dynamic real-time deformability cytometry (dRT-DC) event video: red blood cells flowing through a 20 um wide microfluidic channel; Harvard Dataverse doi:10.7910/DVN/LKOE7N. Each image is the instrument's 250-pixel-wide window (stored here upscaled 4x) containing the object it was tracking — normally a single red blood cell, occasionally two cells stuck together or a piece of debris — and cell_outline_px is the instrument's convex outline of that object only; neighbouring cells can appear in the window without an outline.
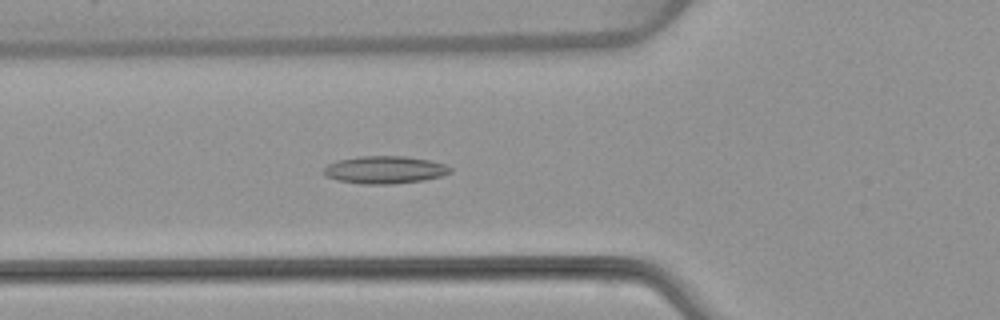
{"species": "common noctule bat (a hibernating species)", "species_latin": "Nyctalus noctula", "temperature_condition": "warm", "stored_images_in_passage": 49, "camera_frame_rate_fps": 3000, "um_per_image_px": 0.085, "animal": {"sex": "female", "body_mass_g": 22.7, "forearm_length_mm": 54.2}, "frame": {"image": 1, "passage_image": 15, "time_ms": 4.667, "image_size_px": [1000, 320], "cell_outline_px": [[452, 172], [440, 176], [424, 180], [392, 184], [360, 184], [336, 180], [324, 176], [324, 168], [328, 164], [336, 160], [360, 156], [404, 156], [428, 160], [444, 164], [452, 168]], "centroid_in_image_um": [32.67, 14.44], "position_along_channel_um": 93.1, "area_um2": 20.4}}
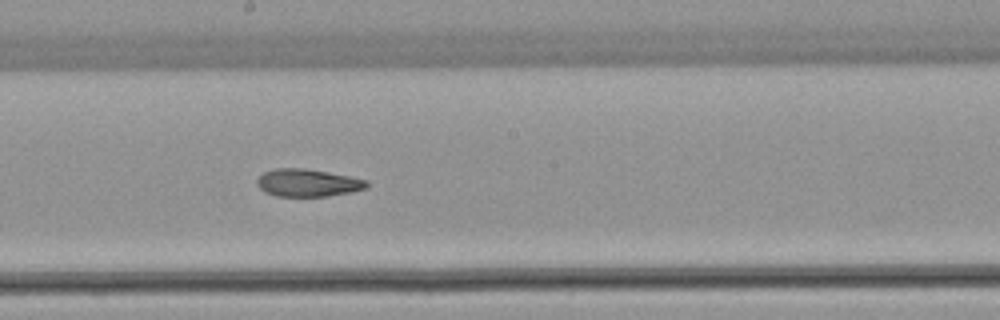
{"frame": {"image": 2, "passage_image": 25, "time_ms": 8.0, "image_size_px": [1000, 320], "cell_outline_px": [[368, 188], [352, 192], [328, 196], [276, 196], [264, 192], [256, 184], [256, 180], [264, 172], [276, 168], [304, 168], [328, 172], [368, 180]], "centroid_in_image_um": [26.16, 15.54], "position_along_channel_um": 222.0, "area_um2": 17.69}}
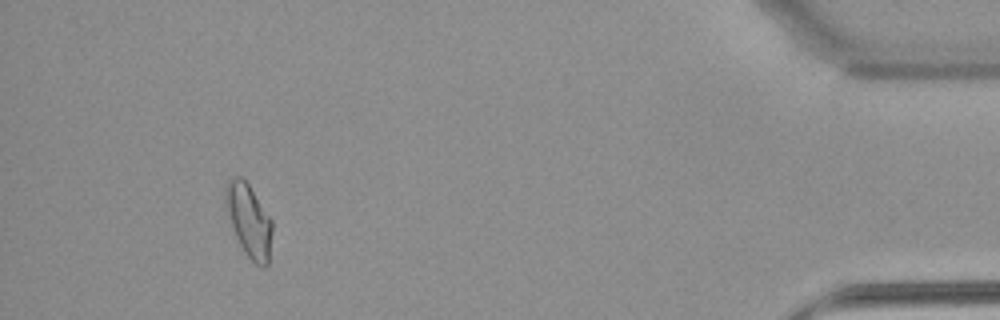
{"frame": {"image": 3, "passage_image": 45, "time_ms": 14.667, "image_size_px": [1000, 320], "cell_outline_px": [[272, 232], [268, 264], [264, 268], [260, 268], [244, 252], [236, 236], [228, 216], [224, 204], [224, 188], [228, 180], [232, 176], [240, 176], [248, 184], [272, 220]], "centroid_in_image_um": [21.14, 18.73], "position_along_channel_um": 414.1, "area_um2": 19.83}, "authors_computed_cell_mechanics": {"area_um2": 18.5538, "velocity_mm_per_s": 3.8581, "shape_relaxation_time_tau1_ms": null, "shape_relaxation_time_tau2_ms": 3.8939, "deformation_change_tau1": null, "deformation_change_tau2": 0.1142}}